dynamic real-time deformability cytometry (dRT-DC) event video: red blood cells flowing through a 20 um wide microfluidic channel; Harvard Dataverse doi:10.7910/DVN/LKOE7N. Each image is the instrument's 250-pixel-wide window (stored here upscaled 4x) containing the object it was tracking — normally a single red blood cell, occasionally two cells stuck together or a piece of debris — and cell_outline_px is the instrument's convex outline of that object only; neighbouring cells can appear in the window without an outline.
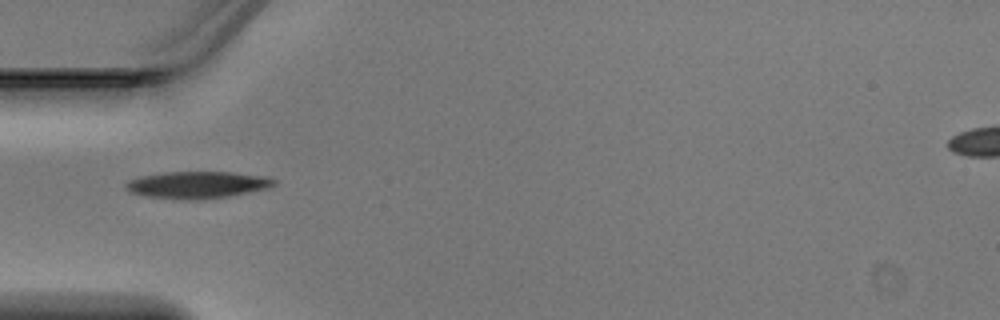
{"species": "Egyptian fruit bat (a non-hibernating species)", "species_latin": "Rousettus aegyptiacus", "temperature_condition": "warm", "stored_images_in_passage": 1, "camera_frame_rate_fps": 3000, "um_per_image_px": 0.085, "animal": {"sex": "male"}, "frame": {"image": 1, "passage_image": 1, "time_ms": 0.0, "image_size_px": [1000, 320], "cell_outline_px": [[276, 184], [268, 188], [224, 196], [188, 200], [148, 196], [128, 192], [124, 188], [124, 184], [132, 180], [144, 176], [168, 172], [228, 172], [264, 176], [276, 180]], "centroid_in_image_um": [16.76, 15.7], "position_along_channel_um": 68.2, "area_um2": 22.66}}